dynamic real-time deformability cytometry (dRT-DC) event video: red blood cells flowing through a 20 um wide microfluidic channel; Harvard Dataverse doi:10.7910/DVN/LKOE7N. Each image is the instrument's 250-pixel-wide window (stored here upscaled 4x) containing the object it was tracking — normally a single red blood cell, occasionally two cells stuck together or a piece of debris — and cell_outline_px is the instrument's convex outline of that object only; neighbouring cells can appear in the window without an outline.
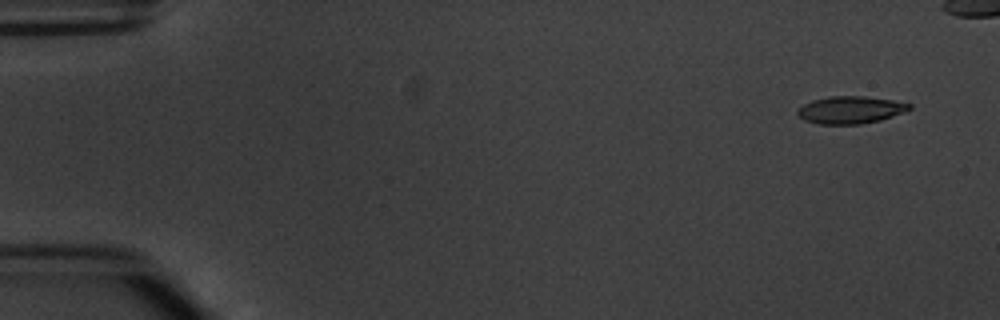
{"species": "common noctule bat (a hibernating species)", "species_latin": "Nyctalus noctula", "temperature_condition": "warm", "stored_images_in_passage": 8, "camera_frame_rate_fps": 3000, "um_per_image_px": 0.085, "animal": {"sex": "male", "body_mass_g": 20.1, "forearm_length_mm": 53.5}, "frame": {"image": 1, "passage_image": 1, "time_ms": 0.0, "image_size_px": [1000, 320], "cell_outline_px": [[912, 108], [904, 112], [880, 120], [860, 124], [820, 124], [804, 120], [796, 116], [796, 112], [804, 104], [812, 100], [828, 96], [864, 96], [892, 100], [912, 104]], "centroid_in_image_um": [72.27, 9.34], "position_along_channel_um": 12.7, "area_um2": 17.86}}
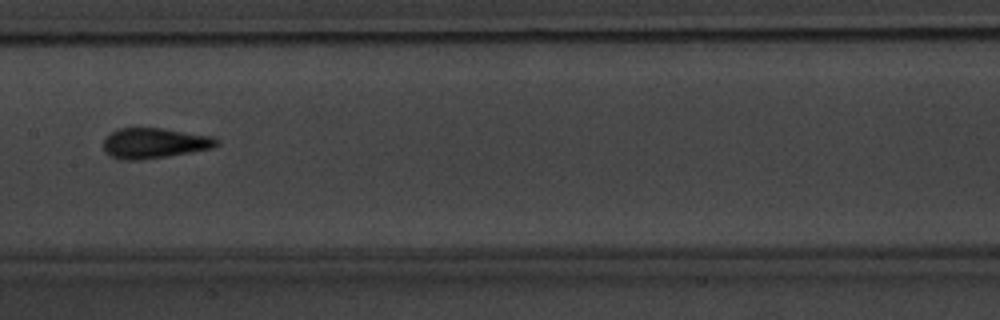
{"frame": {"image": 2, "passage_image": 8, "time_ms": 8.0, "image_size_px": [1000, 320], "cell_outline_px": [[220, 144], [212, 148], [192, 152], [168, 156], [140, 160], [120, 160], [104, 152], [104, 140], [112, 132], [120, 128], [164, 128], [212, 136], [220, 140]], "centroid_in_image_um": [13.16, 12.17], "position_along_channel_um": 194.2, "area_um2": 20.11}}